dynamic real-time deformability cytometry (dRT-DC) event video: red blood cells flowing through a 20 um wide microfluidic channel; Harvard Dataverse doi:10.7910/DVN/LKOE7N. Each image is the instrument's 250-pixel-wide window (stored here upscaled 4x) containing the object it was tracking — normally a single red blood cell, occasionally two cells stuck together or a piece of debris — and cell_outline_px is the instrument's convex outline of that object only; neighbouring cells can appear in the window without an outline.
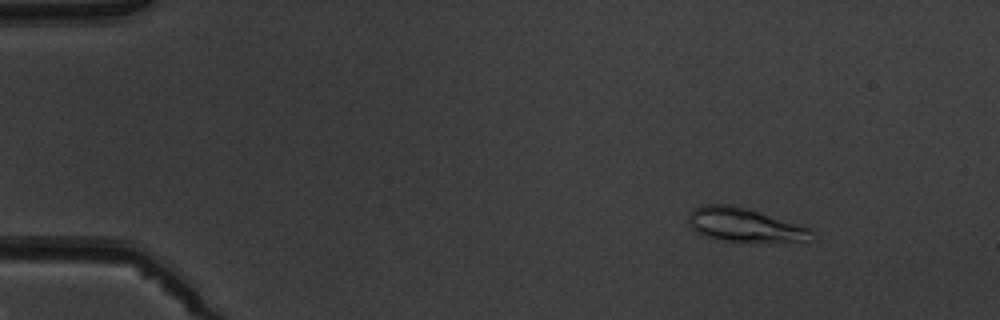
{"species": "common noctule bat (a hibernating species)", "species_latin": "Nyctalus noctula", "temperature_condition": "warm", "stored_images_in_passage": 4, "camera_frame_rate_fps": 3000, "um_per_image_px": 0.085, "animal": {"sex": "male", "body_mass_g": 19.5, "forearm_length_mm": 54.6}, "frame": {"image": 1, "passage_image": 2, "time_ms": 1.0, "image_size_px": [1000, 320], "cell_outline_px": [[812, 240], [724, 240], [704, 236], [696, 232], [688, 224], [688, 212], [692, 208], [704, 204], [728, 204], [744, 208], [812, 228]], "centroid_in_image_um": [63.18, 19.08], "position_along_channel_um": 21.8, "area_um2": 23.47}}